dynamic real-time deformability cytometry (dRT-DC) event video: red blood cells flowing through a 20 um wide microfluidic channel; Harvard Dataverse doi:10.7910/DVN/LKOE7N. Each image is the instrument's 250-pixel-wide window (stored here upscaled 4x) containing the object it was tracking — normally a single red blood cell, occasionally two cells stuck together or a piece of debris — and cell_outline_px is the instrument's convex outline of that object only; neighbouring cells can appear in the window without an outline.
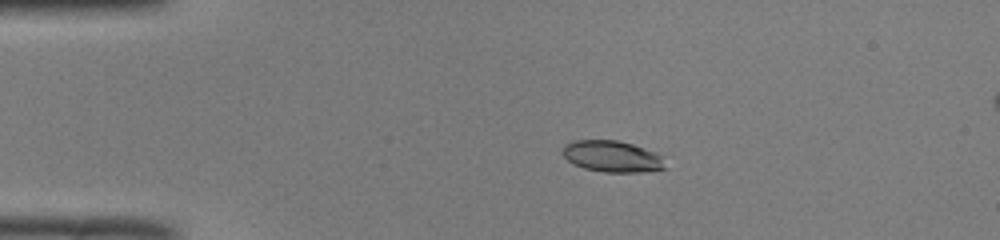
{"species": "common noctule bat (a hibernating species)", "species_latin": "Nyctalus noctula", "temperature_condition": "room temperature", "stored_images_in_passage": 42, "camera_frame_rate_fps": 3000, "um_per_image_px": 0.085, "animal": {"sex": "male", "body_mass_g": 19.0, "forearm_length_mm": 50.8}, "frame": {"image": 1, "passage_image": 1, "time_ms": 0.0, "image_size_px": [1000, 240], "cell_outline_px": [[668, 168], [644, 172], [604, 172], [584, 168], [572, 164], [564, 156], [564, 144], [572, 140], [616, 140], [632, 144], [656, 152], [660, 156]], "centroid_in_image_um": [52.04, 13.3], "position_along_channel_um": 33.0, "area_um2": 18.79}}
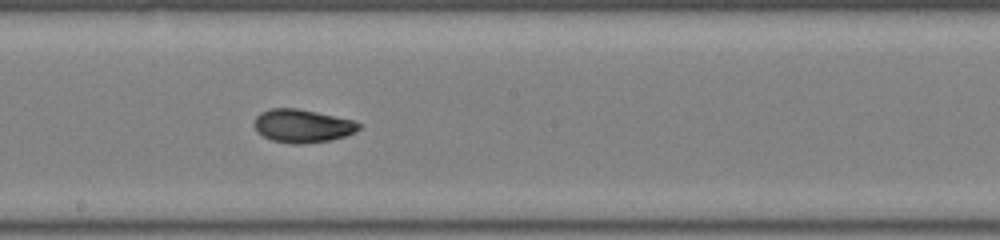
{"frame": {"image": 2, "passage_image": 19, "time_ms": 6.0, "image_size_px": [1000, 240], "cell_outline_px": [[360, 128], [344, 136], [328, 140], [300, 144], [292, 144], [272, 140], [256, 132], [256, 116], [260, 112], [272, 108], [296, 108], [316, 112], [352, 120], [360, 124]], "centroid_in_image_um": [25.67, 10.7], "position_along_channel_um": 222.5, "area_um2": 19.83}}
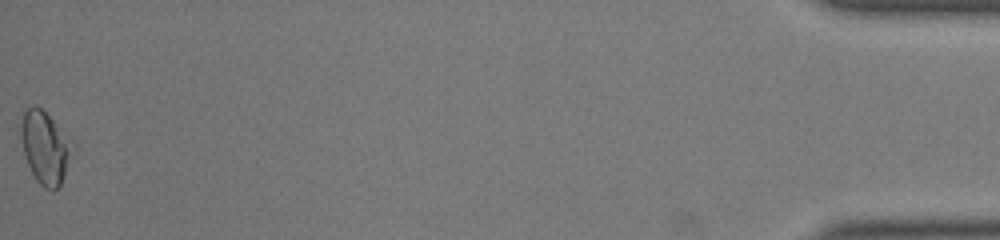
{"frame": {"image": 3, "passage_image": 42, "time_ms": 13.667, "image_size_px": [1000, 240], "cell_outline_px": [[76, 152], [60, 188], [44, 188], [36, 180], [28, 164], [24, 152], [20, 136], [20, 112], [32, 104], [36, 104], [72, 136], [76, 144]], "centroid_in_image_um": [3.91, 12.48], "position_along_channel_um": 431.3, "area_um2": 23.06}, "authors_computed_cell_mechanics": {"area_um2": 19.652, "velocity_mm_per_s": 3.9748, "shape_relaxation_time_tau1_ms": 4.2405, "shape_relaxation_time_tau2_ms": 2.52, "deformation_change_tau1": 0.1441, "deformation_change_tau2": 0.0608}}